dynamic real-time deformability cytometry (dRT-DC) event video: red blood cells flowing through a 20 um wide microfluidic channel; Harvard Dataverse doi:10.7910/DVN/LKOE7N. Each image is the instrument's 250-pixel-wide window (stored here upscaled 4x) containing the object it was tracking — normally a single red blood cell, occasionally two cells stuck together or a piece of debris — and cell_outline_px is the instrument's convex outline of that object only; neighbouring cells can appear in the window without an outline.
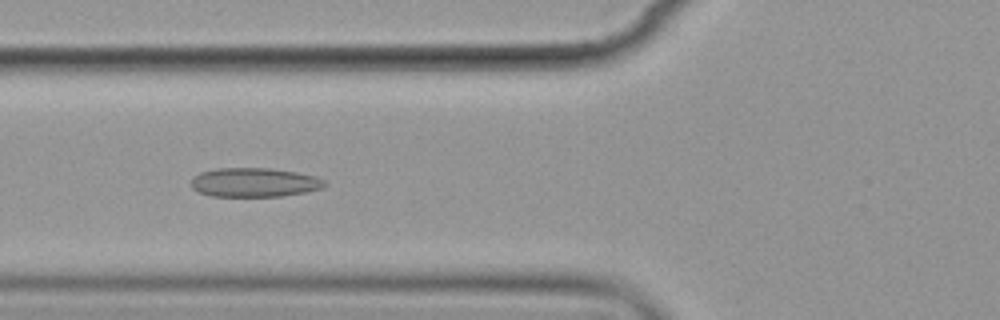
{"species": "common noctule bat (a hibernating species)", "species_latin": "Nyctalus noctula", "temperature_condition": "cold", "stored_images_in_passage": 4, "camera_frame_rate_fps": 3000, "um_per_image_px": 0.085, "animal": {"sex": "female", "body_mass_g": 19.9}, "frame": {"image": 1, "passage_image": 3, "time_ms": 2.333, "image_size_px": [1000, 320], "cell_outline_px": [[328, 184], [324, 188], [304, 192], [280, 196], [212, 196], [200, 192], [192, 188], [192, 180], [200, 172], [216, 168], [272, 168], [296, 172], [316, 176], [324, 180]], "centroid_in_image_um": [21.66, 15.5], "position_along_channel_um": 104.1, "area_um2": 22.6}}
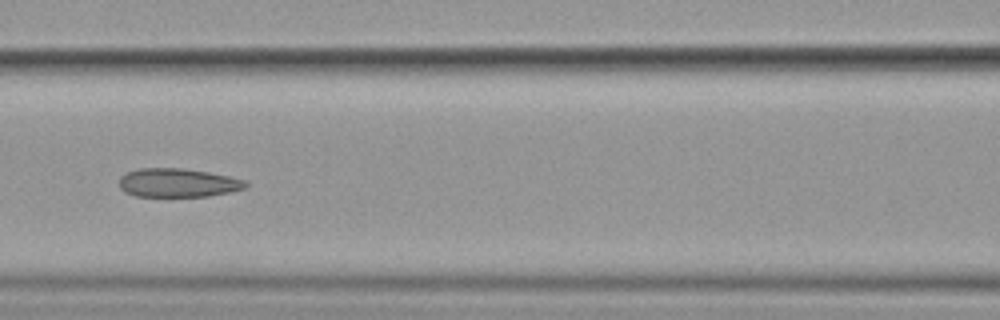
{"frame": {"image": 2, "passage_image": 4, "time_ms": 3.667, "image_size_px": [1000, 320], "cell_outline_px": [[248, 184], [244, 188], [228, 192], [208, 196], [136, 196], [124, 192], [120, 188], [120, 176], [128, 172], [140, 168], [180, 168], [208, 172], [228, 176], [244, 180]], "centroid_in_image_um": [15.08, 15.53], "position_along_channel_um": 151.5, "area_um2": 20.92}}